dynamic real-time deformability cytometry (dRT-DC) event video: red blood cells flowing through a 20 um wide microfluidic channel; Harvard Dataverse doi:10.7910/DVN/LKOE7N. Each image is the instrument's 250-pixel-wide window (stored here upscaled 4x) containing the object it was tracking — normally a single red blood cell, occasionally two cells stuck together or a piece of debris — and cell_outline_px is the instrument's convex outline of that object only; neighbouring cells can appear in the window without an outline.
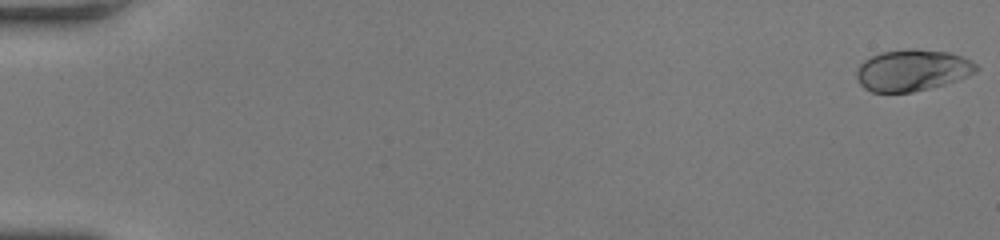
{"species": "human", "species_latin": "Homo sapiens", "temperature_condition": "room temperature", "stored_images_in_passage": 56, "camera_frame_rate_fps": 3000, "um_per_image_px": 0.085, "donor": {"sex": "female"}, "frame": {"image": 1, "passage_image": 1, "time_ms": 0.0, "image_size_px": [1000, 240], "cell_outline_px": [[980, 68], [976, 72], [968, 76], [944, 84], [912, 92], [872, 92], [864, 88], [860, 84], [856, 76], [856, 68], [864, 60], [880, 52], [908, 48], [916, 48], [948, 52], [964, 56], [972, 60]], "centroid_in_image_um": [77.55, 5.95], "position_along_channel_um": 7.4, "area_um2": 29.19}}
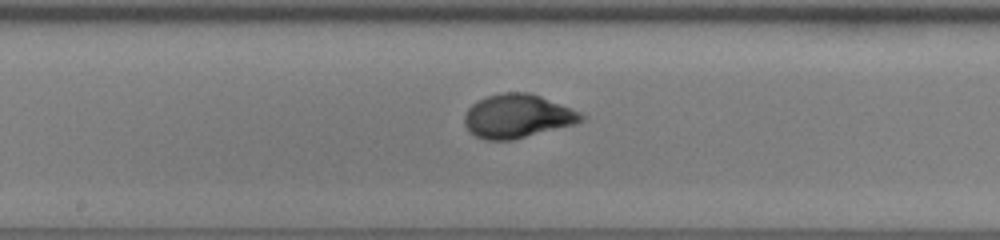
{"frame": {"image": 2, "passage_image": 31, "time_ms": 10.0, "image_size_px": [1000, 240], "cell_outline_px": [[588, 116], [584, 120], [576, 124], [512, 140], [484, 140], [468, 132], [464, 124], [464, 116], [468, 108], [472, 104], [488, 96], [504, 92], [528, 92], [540, 96], [580, 112]], "centroid_in_image_um": [43.98, 9.89], "position_along_channel_um": 204.2, "area_um2": 29.77}}
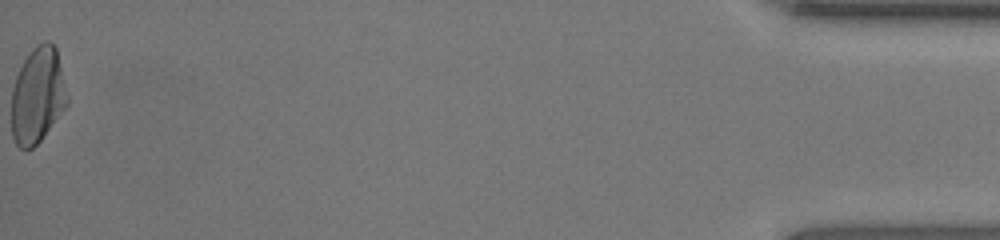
{"frame": {"image": 3, "passage_image": 56, "time_ms": 18.333, "image_size_px": [1000, 240], "cell_outline_px": [[68, 104], [40, 140], [32, 148], [24, 152], [16, 144], [12, 136], [12, 88], [16, 76], [24, 60], [32, 48], [36, 44], [44, 40], [48, 40], [56, 48], [68, 96]], "centroid_in_image_um": [3.19, 8.11], "position_along_channel_um": 432.0, "area_um2": 31.15}, "authors_computed_cell_mechanics": {"area_um2": 29.1601, "velocity_mm_per_s": 3.8403, "shape_relaxation_time_tau1_ms": 3.3585, "shape_relaxation_time_tau2_ms": null, "deformation_change_tau1": 0.1811, "deformation_change_tau2": null}}